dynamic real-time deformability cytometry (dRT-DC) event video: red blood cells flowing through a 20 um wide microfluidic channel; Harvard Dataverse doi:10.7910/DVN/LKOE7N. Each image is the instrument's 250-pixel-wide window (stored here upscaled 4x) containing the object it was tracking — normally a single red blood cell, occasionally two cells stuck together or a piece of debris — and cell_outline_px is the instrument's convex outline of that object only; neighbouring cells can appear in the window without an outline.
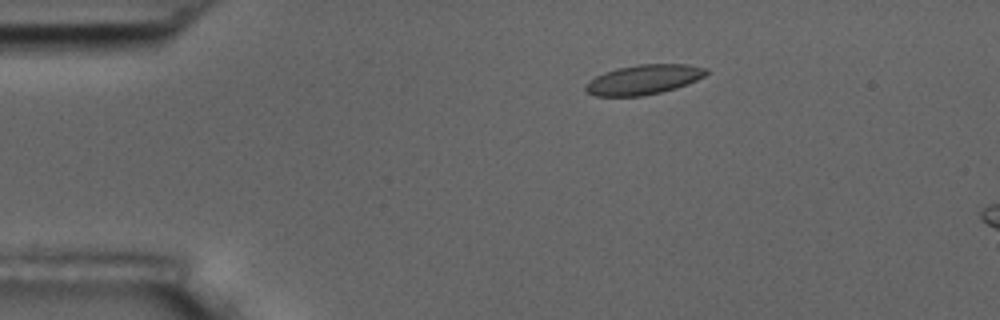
{"species": "common noctule bat (a hibernating species)", "species_latin": "Nyctalus noctula", "temperature_condition": "room temperature", "stored_images_in_passage": 6, "camera_frame_rate_fps": 3000, "um_per_image_px": 0.085, "animal": {"sex": "male", "body_mass_g": 17.5, "forearm_length_mm": 52.3}, "frame": {"image": 1, "passage_image": 4, "time_ms": 3.333, "image_size_px": [1000, 320], "cell_outline_px": [[708, 72], [704, 76], [688, 84], [676, 88], [660, 92], [640, 96], [596, 96], [588, 92], [584, 88], [588, 80], [604, 72], [616, 68], [636, 64], [688, 64], [708, 68]], "centroid_in_image_um": [54.71, 6.75], "position_along_channel_um": 30.3, "area_um2": 20.98}}